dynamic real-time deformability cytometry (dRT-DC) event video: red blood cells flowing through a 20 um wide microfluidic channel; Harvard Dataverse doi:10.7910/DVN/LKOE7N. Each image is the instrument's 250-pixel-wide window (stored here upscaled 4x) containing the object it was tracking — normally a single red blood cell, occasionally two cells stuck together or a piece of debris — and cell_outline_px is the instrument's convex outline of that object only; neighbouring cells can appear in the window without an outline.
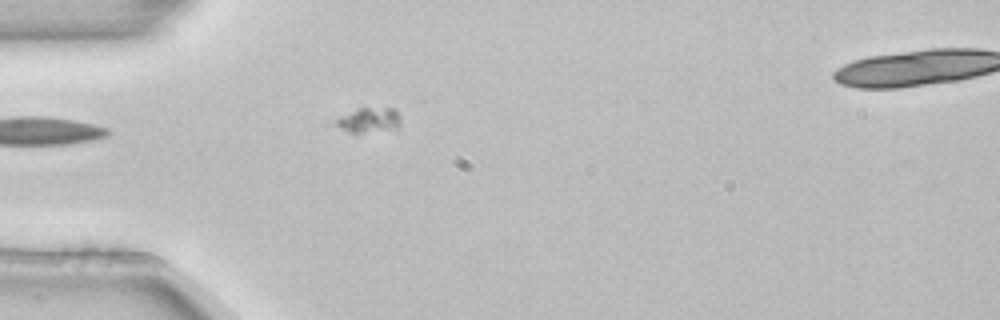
{"species": "common noctule bat (a hibernating species)", "species_latin": "Nyctalus noctula", "temperature_condition": "room temperature", "stored_images_in_passage": 5, "camera_frame_rate_fps": 3000, "um_per_image_px": 0.085, "animal": {"sex": "female", "body_mass_g": 22.7, "forearm_length_mm": 54.2}, "frame": {"image": 1, "passage_image": 4, "time_ms": 1.0, "image_size_px": [1000, 320], "cell_outline_px": [[400, 128], [396, 132], [356, 136], [340, 128], [336, 124], [336, 120], [340, 116], [360, 108], [396, 108], [400, 120]], "centroid_in_image_um": [31.45, 10.32], "position_along_channel_um": 53.5, "area_um2": 10.4}}